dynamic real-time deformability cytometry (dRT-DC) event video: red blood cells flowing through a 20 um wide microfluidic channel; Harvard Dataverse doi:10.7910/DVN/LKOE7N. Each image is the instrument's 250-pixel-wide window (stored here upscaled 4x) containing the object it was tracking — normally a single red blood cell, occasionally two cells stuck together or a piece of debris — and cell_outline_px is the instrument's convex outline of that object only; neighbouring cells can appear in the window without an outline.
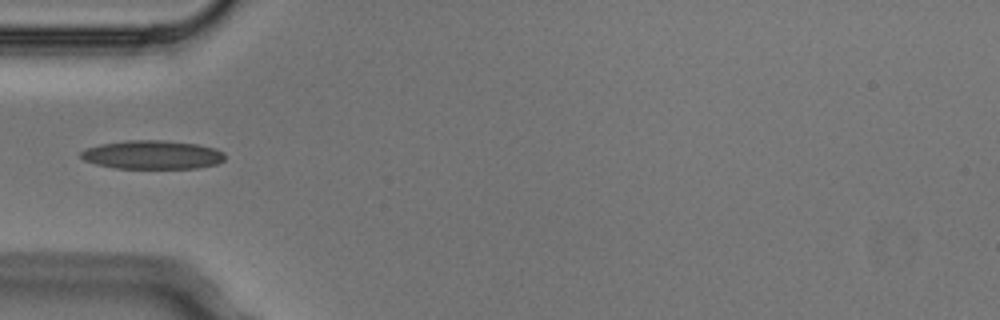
{"species": "Egyptian fruit bat (a non-hibernating species)", "species_latin": "Rousettus aegyptiacus", "temperature_condition": "cold", "stored_images_in_passage": 4, "camera_frame_rate_fps": 3000, "um_per_image_px": 0.085, "animal": {"sex": "male"}, "frame": {"image": 1, "passage_image": 4, "time_ms": 1.0, "image_size_px": [1000, 320], "cell_outline_px": [[224, 160], [216, 164], [196, 168], [116, 168], [96, 164], [84, 160], [80, 156], [80, 152], [88, 148], [100, 144], [128, 140], [160, 140], [196, 144], [216, 148], [224, 152]], "centroid_in_image_um": [12.96, 13.15], "position_along_channel_um": 72.0, "area_um2": 23.93}}